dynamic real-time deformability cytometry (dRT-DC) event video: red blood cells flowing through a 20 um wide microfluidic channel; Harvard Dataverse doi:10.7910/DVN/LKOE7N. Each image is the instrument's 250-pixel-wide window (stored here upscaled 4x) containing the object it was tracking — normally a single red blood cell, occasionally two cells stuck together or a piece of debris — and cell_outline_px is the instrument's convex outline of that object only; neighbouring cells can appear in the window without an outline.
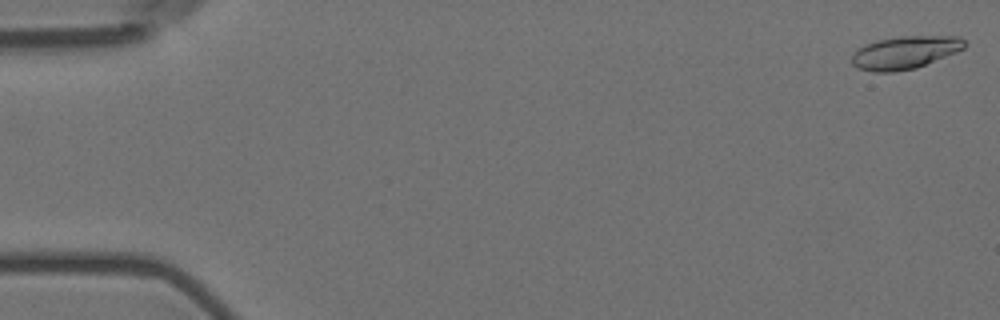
{"species": "Egyptian fruit bat (a non-hibernating species)", "species_latin": "Rousettus aegyptiacus", "temperature_condition": "room temperature", "stored_images_in_passage": 25, "camera_frame_rate_fps": 3000, "um_per_image_px": 0.085, "animal": {"sex": "female"}, "frame": {"image": 1, "passage_image": 1, "time_ms": 0.0, "image_size_px": [1000, 320], "cell_outline_px": [[968, 44], [964, 48], [956, 52], [916, 68], [892, 72], [872, 72], [856, 68], [852, 64], [852, 52], [864, 44], [880, 40], [900, 36], [960, 36]], "centroid_in_image_um": [76.9, 4.46], "position_along_channel_um": 8.1, "area_um2": 21.68}}
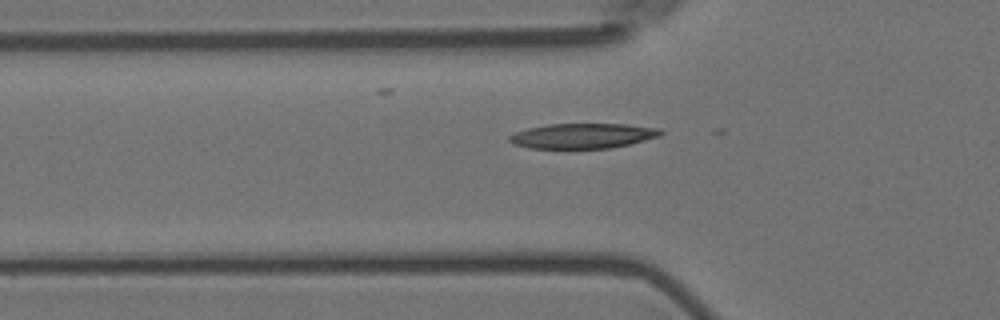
{"frame": {"image": 2, "passage_image": 19, "time_ms": 6.0, "image_size_px": [1000, 320], "cell_outline_px": [[664, 132], [660, 136], [628, 144], [608, 148], [528, 148], [512, 144], [508, 140], [508, 136], [516, 132], [528, 128], [548, 124], [628, 124], [660, 128]], "centroid_in_image_um": [49.52, 11.54], "position_along_channel_um": 76.3, "area_um2": 22.08}}
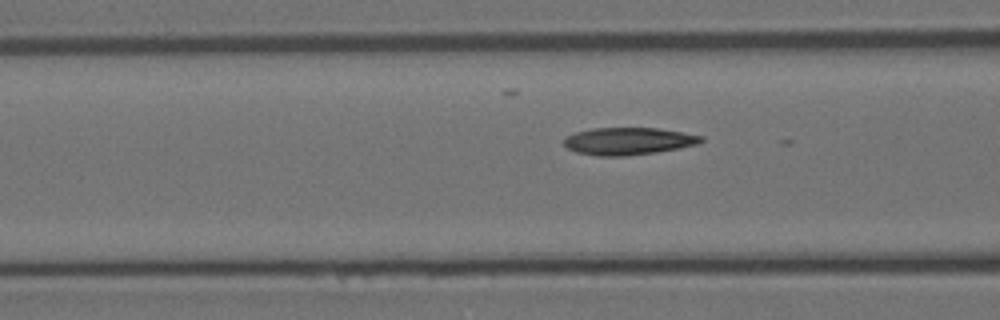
{"frame": {"image": 3, "passage_image": 22, "time_ms": 7.0, "image_size_px": [1000, 320], "cell_outline_px": [[704, 140], [700, 144], [656, 152], [624, 156], [596, 156], [576, 152], [568, 148], [564, 144], [564, 140], [568, 136], [576, 132], [592, 128], [656, 128], [704, 136]], "centroid_in_image_um": [53.42, 12.0], "position_along_channel_um": 113.2, "area_um2": 21.73}}